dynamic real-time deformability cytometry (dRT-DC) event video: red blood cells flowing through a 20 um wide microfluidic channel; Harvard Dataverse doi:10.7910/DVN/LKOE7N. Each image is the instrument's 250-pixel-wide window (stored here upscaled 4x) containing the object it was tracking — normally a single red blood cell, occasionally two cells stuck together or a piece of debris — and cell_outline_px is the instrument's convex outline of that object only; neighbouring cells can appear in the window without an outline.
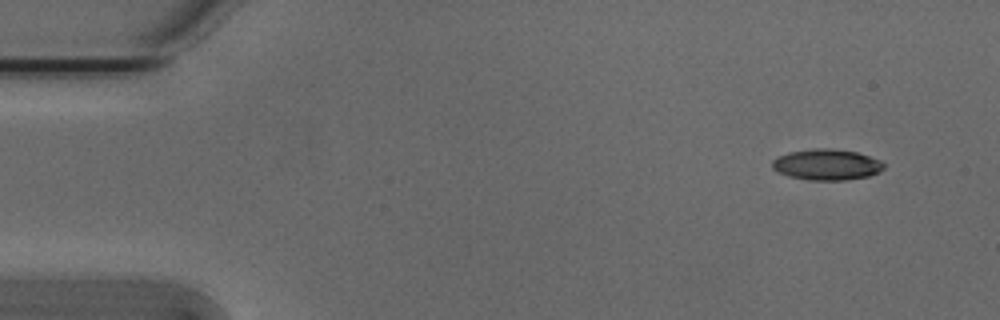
{"species": "Egyptian fruit bat (a non-hibernating species)", "species_latin": "Rousettus aegyptiacus", "temperature_condition": "cold", "stored_images_in_passage": 50, "camera_frame_rate_fps": 3000, "um_per_image_px": 0.085, "animal": {"sex": "male"}, "frame": {"image": 1, "passage_image": 1, "time_ms": 0.0, "image_size_px": [1000, 320], "cell_outline_px": [[884, 168], [880, 172], [868, 176], [848, 180], [808, 180], [788, 176], [772, 168], [772, 160], [776, 156], [788, 152], [812, 148], [828, 148], [856, 152], [880, 160], [884, 164]], "centroid_in_image_um": [70.25, 13.99], "position_along_channel_um": 14.8, "area_um2": 20.23}}
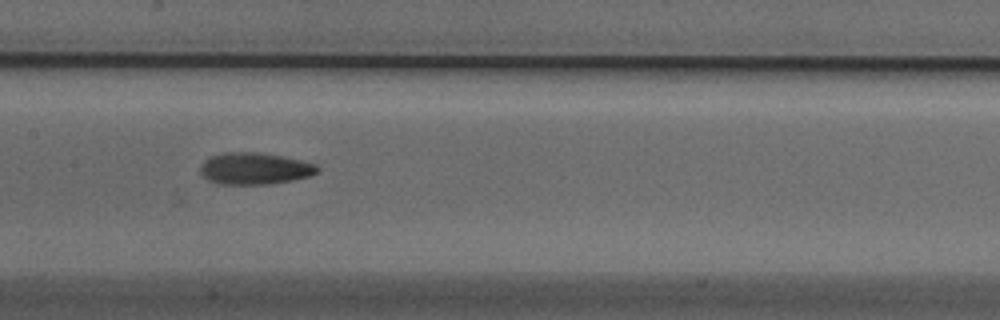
{"frame": {"image": 2, "passage_image": 23, "time_ms": 7.333, "image_size_px": [1000, 320], "cell_outline_px": [[320, 168], [312, 176], [292, 180], [268, 184], [216, 184], [208, 180], [200, 172], [200, 164], [208, 156], [224, 152], [256, 152], [280, 156], [300, 160], [316, 164]], "centroid_in_image_um": [21.61, 14.32], "position_along_channel_um": 185.8, "area_um2": 21.79}}
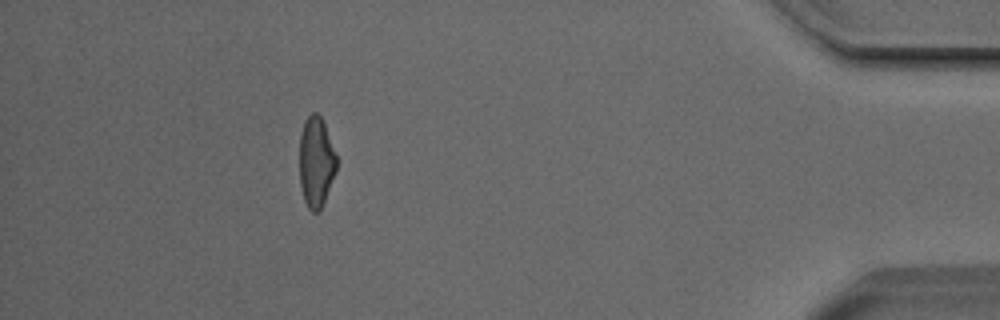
{"frame": {"image": 3, "passage_image": 45, "time_ms": 14.667, "image_size_px": [1000, 320], "cell_outline_px": [[336, 172], [320, 212], [312, 212], [308, 208], [304, 200], [300, 184], [300, 132], [308, 116], [312, 112], [316, 112], [320, 116], [324, 124], [336, 156]], "centroid_in_image_um": [26.86, 13.81], "position_along_channel_um": 408.3, "area_um2": 19.36}, "authors_computed_cell_mechanics": {"area_um2": 20.8658, "velocity_mm_per_s": 3.8218, "shape_relaxation_time_tau1_ms": 4.784, "shape_relaxation_time_tau2_ms": 3.3834, "deformation_change_tau1": 0.1546, "deformation_change_tau2": 0.114}}